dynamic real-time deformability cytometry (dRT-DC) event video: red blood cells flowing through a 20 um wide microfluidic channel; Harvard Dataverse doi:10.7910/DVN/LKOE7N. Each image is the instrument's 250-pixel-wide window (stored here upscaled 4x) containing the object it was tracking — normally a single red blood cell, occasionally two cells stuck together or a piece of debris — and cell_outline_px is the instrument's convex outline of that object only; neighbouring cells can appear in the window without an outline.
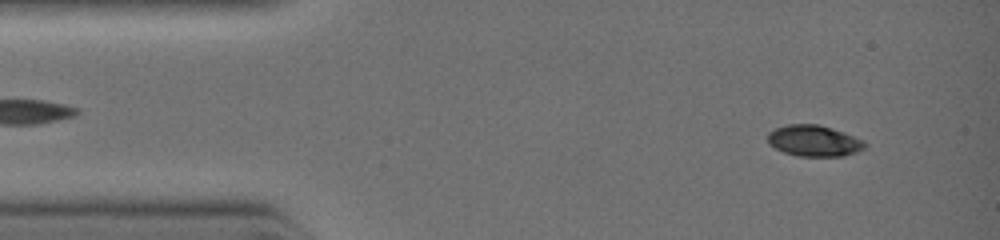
{"species": "common noctule bat (a hibernating species)", "species_latin": "Nyctalus noctula", "temperature_condition": "warm", "stored_images_in_passage": 19, "camera_frame_rate_fps": 3000, "um_per_image_px": 0.085, "animal": {"sex": "female", "body_mass_g": 19.0, "forearm_length_mm": 51.5}, "frame": {"image": 1, "passage_image": 3, "time_ms": 0.333, "image_size_px": [1000, 240], "cell_outline_px": [[864, 148], [856, 152], [844, 156], [796, 156], [784, 152], [768, 144], [768, 132], [776, 128], [788, 124], [816, 124], [852, 136], [860, 140], [864, 144]], "centroid_in_image_um": [69.11, 11.98], "position_along_channel_um": 15.9, "area_um2": 17.17}}
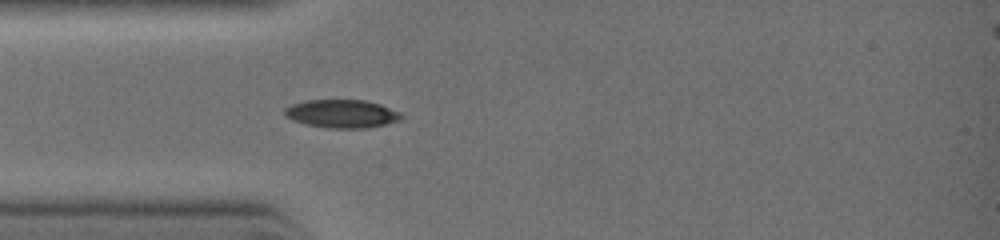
{"frame": {"image": 2, "passage_image": 13, "time_ms": 2.333, "image_size_px": [1000, 240], "cell_outline_px": [[404, 116], [400, 120], [368, 128], [328, 128], [308, 124], [292, 120], [284, 116], [284, 108], [292, 104], [304, 100], [364, 100], [380, 104], [400, 112]], "centroid_in_image_um": [29.04, 9.66], "position_along_channel_um": 56.0, "area_um2": 19.19}}